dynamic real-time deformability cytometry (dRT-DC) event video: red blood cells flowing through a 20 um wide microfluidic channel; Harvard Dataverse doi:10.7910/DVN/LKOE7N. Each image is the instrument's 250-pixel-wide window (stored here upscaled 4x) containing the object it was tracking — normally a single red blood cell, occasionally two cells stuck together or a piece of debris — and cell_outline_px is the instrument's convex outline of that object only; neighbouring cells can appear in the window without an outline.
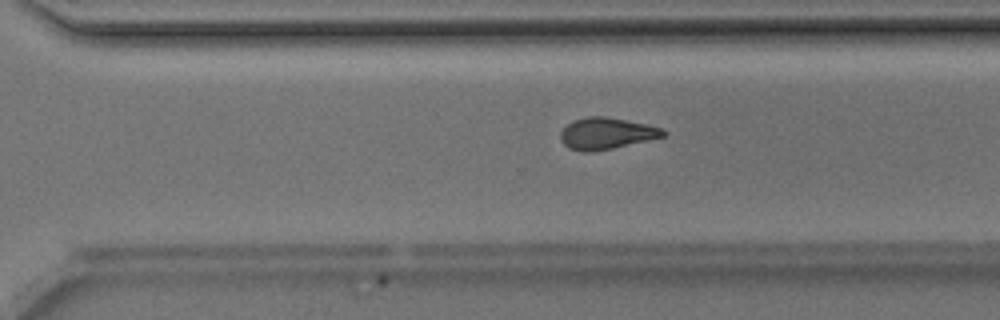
{"species": "Egyptian fruit bat (a non-hibernating species)", "species_latin": "Rousettus aegyptiacus", "temperature_condition": "room temperature", "stored_images_in_passage": 36, "camera_frame_rate_fps": 3000, "um_per_image_px": 0.085, "animal": {"sex": "male"}, "frame": {"image": 1, "passage_image": 31, "time_ms": 10.0, "image_size_px": [1000, 320], "cell_outline_px": [[668, 132], [664, 136], [612, 148], [588, 152], [584, 152], [568, 148], [560, 140], [560, 132], [572, 120], [588, 116], [604, 116], [648, 124], [664, 128]], "centroid_in_image_um": [51.54, 11.33], "position_along_channel_um": 319.1, "area_um2": 18.84}}